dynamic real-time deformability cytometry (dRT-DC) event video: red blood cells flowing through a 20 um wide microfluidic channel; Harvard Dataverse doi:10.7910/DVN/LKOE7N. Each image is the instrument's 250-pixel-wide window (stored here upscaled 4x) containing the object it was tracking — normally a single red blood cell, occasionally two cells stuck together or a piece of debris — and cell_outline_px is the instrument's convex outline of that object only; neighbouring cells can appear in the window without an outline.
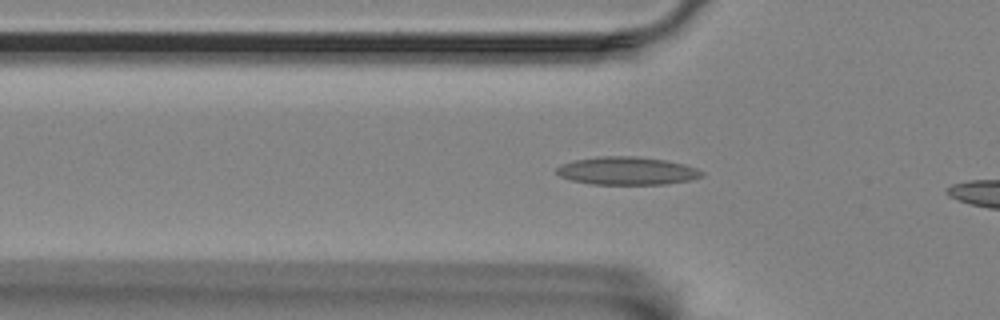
{"species": "Egyptian fruit bat (a non-hibernating species)", "species_latin": "Rousettus aegyptiacus", "temperature_condition": "room temperature", "stored_images_in_passage": 31, "camera_frame_rate_fps": 3000, "um_per_image_px": 0.085, "animal": {"sex": "female"}, "frame": {"image": 1, "passage_image": 3, "time_ms": 0.667, "image_size_px": [1000, 320], "cell_outline_px": [[704, 176], [692, 180], [668, 184], [592, 184], [572, 180], [560, 176], [556, 172], [556, 168], [560, 164], [572, 160], [600, 156], [636, 156], [664, 160], [684, 164], [696, 168], [704, 172]], "centroid_in_image_um": [53.3, 14.52], "position_along_channel_um": 72.5, "area_um2": 23.81}}
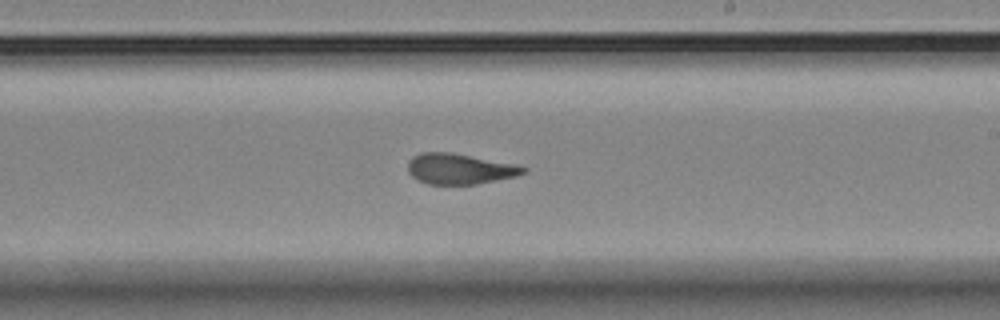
{"frame": {"image": 2, "passage_image": 18, "time_ms": 5.667, "image_size_px": [1000, 320], "cell_outline_px": [[528, 172], [516, 176], [476, 184], [428, 184], [412, 176], [408, 172], [408, 160], [412, 156], [420, 152], [452, 152], [512, 164], [528, 168]], "centroid_in_image_um": [39.04, 14.34], "position_along_channel_um": 250.0, "area_um2": 20.46}}
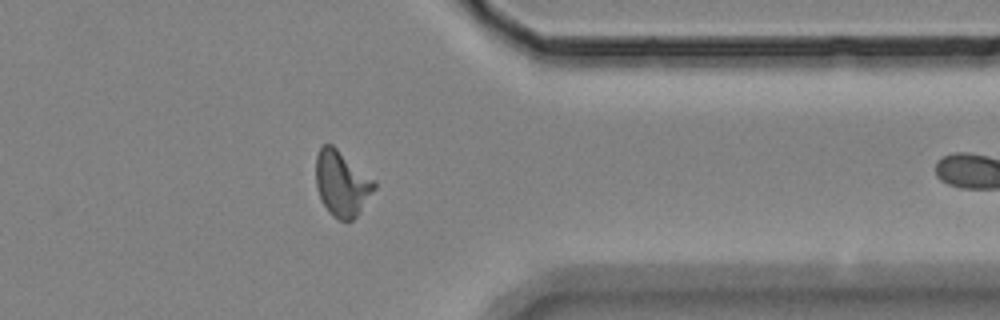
{"frame": {"image": 3, "passage_image": 30, "time_ms": 9.667, "image_size_px": [1000, 320], "cell_outline_px": [[376, 188], [356, 216], [348, 224], [332, 216], [328, 212], [320, 200], [316, 188], [316, 156], [320, 148], [324, 144], [332, 144], [376, 180]], "centroid_in_image_um": [29.05, 15.62], "position_along_channel_um": 382.3, "area_um2": 22.6}}